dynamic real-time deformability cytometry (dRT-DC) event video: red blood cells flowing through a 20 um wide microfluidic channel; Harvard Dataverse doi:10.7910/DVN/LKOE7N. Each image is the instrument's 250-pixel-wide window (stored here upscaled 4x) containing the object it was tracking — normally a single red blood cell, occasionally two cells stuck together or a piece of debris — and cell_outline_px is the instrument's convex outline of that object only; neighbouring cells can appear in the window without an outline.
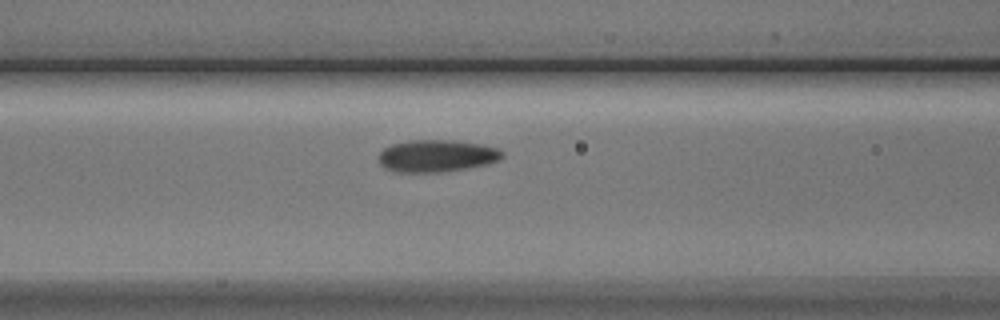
{"species": "Egyptian fruit bat (a non-hibernating species)", "species_latin": "Rousettus aegyptiacus", "temperature_condition": "cold", "stored_images_in_passage": 3, "camera_frame_rate_fps": 3000, "um_per_image_px": 0.085, "animal": {"sex": "male"}, "frame": {"image": 1, "passage_image": 3, "time_ms": 3.333, "image_size_px": [1000, 320], "cell_outline_px": [[504, 156], [500, 160], [488, 164], [440, 172], [396, 172], [384, 168], [380, 164], [376, 156], [384, 148], [392, 144], [408, 140], [456, 140], [480, 144], [496, 148], [504, 152]], "centroid_in_image_um": [37.09, 13.24], "position_along_channel_um": 129.5, "area_um2": 23.35}}